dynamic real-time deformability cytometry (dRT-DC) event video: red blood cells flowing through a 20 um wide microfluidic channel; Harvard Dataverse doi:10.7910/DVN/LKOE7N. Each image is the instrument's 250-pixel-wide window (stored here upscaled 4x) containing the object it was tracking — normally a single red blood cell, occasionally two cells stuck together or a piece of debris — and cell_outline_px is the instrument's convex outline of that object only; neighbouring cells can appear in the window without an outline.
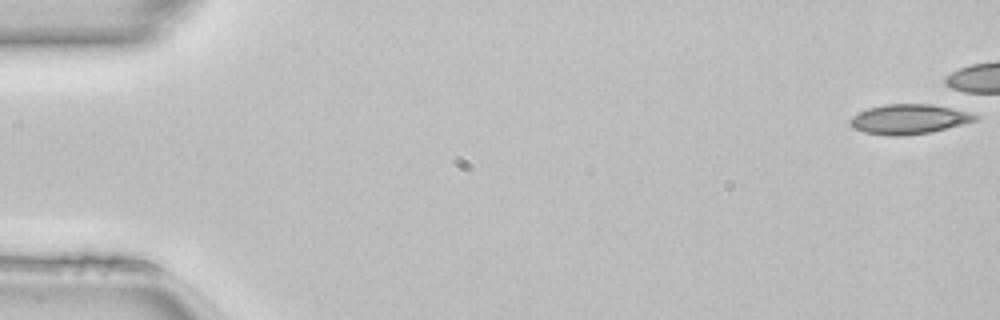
{"species": "common noctule bat (a hibernating species)", "species_latin": "Nyctalus noctula", "temperature_condition": "room temperature", "stored_images_in_passage": 40, "camera_frame_rate_fps": 3000, "um_per_image_px": 0.085, "animal": {"sex": "female", "body_mass_g": 22.7, "forearm_length_mm": 54.2}, "frame": {"image": 1, "passage_image": 1, "time_ms": 0.0, "image_size_px": [1000, 320], "cell_outline_px": [[980, 116], [976, 120], [928, 132], [904, 136], [888, 136], [864, 132], [852, 128], [848, 124], [848, 120], [852, 116], [868, 108], [884, 104], [932, 104], [952, 108], [968, 112]], "centroid_in_image_um": [77.18, 10.12], "position_along_channel_um": 7.8, "area_um2": 21.62}}